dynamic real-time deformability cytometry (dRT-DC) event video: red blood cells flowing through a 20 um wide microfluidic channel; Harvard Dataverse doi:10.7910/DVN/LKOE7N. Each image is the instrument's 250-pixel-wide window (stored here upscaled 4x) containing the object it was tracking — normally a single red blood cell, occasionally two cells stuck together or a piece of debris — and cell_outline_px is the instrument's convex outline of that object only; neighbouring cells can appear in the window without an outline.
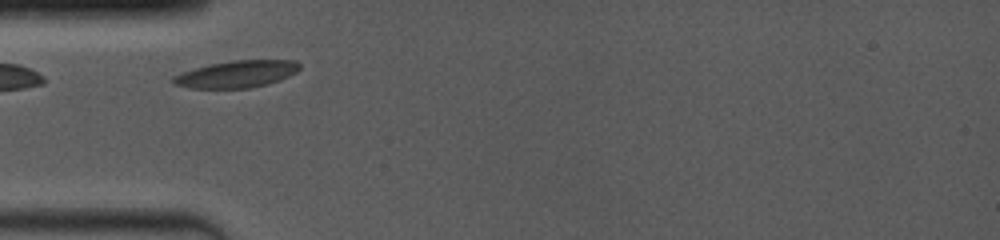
{"species": "common noctule bat (a hibernating species)", "species_latin": "Nyctalus noctula", "temperature_condition": "room temperature", "stored_images_in_passage": 2, "camera_frame_rate_fps": 4000, "um_per_image_px": 0.085, "animal": {"sex": "female", "body_mass_g": 19.0, "forearm_length_mm": 53.3}, "frame": {"image": 1, "passage_image": 1, "time_ms": 0.0, "image_size_px": [1000, 240], "cell_outline_px": [[300, 68], [296, 72], [288, 76], [252, 88], [192, 88], [172, 84], [172, 76], [208, 64], [232, 60], [296, 60], [300, 64]], "centroid_in_image_um": [20.1, 6.29], "position_along_channel_um": 64.9, "area_um2": 19.71}}